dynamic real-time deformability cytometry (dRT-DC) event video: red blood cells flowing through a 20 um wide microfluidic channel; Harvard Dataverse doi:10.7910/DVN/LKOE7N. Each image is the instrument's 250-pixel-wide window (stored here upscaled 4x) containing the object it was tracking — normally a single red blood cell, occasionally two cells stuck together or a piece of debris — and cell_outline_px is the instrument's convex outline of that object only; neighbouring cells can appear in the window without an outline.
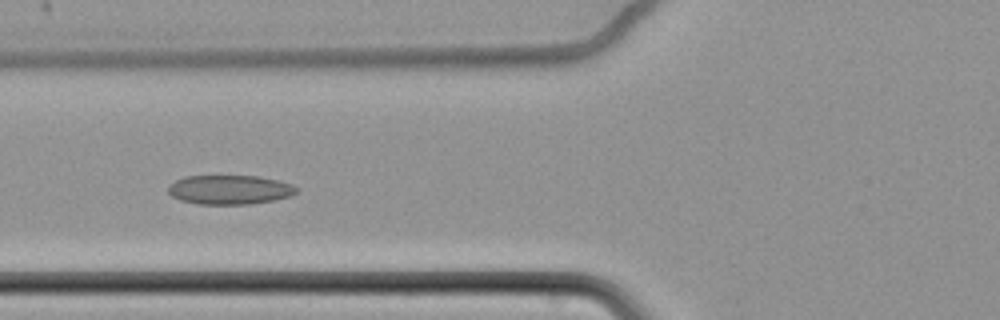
{"species": "common noctule bat (a hibernating species)", "species_latin": "Nyctalus noctula", "temperature_condition": "cold", "stored_images_in_passage": 14, "camera_frame_rate_fps": 3000, "um_per_image_px": 0.085, "animal": {"sex": "female", "body_mass_g": 22.7, "forearm_length_mm": 54.2}, "frame": {"image": 1, "passage_image": 7, "time_ms": 2.0, "image_size_px": [1000, 320], "cell_outline_px": [[296, 192], [292, 196], [276, 200], [248, 204], [200, 204], [180, 200], [172, 196], [168, 192], [168, 184], [184, 176], [260, 176], [292, 184], [296, 188]], "centroid_in_image_um": [19.51, 16.12], "position_along_channel_um": 106.3, "area_um2": 21.91}}
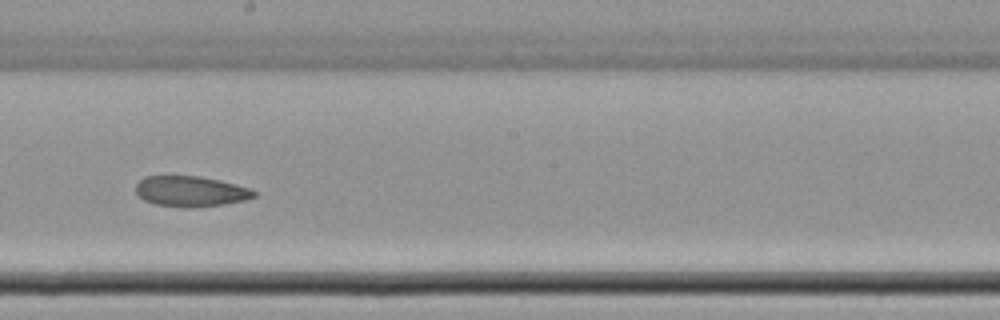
{"frame": {"image": 2, "passage_image": 10, "time_ms": 3.0, "image_size_px": [1000, 320], "cell_outline_px": [[256, 196], [244, 200], [224, 204], [156, 204], [144, 200], [136, 192], [136, 184], [144, 176], [200, 176], [248, 188], [256, 192]], "centroid_in_image_um": [16.17, 16.21], "position_along_channel_um": 232.0, "area_um2": 19.71}}
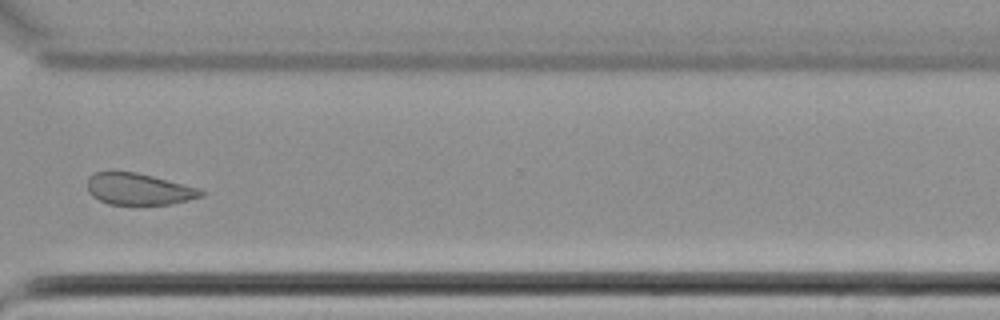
{"frame": {"image": 3, "passage_image": 13, "time_ms": 4.0, "image_size_px": [1000, 320], "cell_outline_px": [[204, 196], [172, 204], [108, 204], [92, 196], [88, 192], [88, 176], [92, 172], [112, 168], [136, 172], [200, 188], [204, 192]], "centroid_in_image_um": [11.73, 16.02], "position_along_channel_um": 358.9, "area_um2": 21.5}}